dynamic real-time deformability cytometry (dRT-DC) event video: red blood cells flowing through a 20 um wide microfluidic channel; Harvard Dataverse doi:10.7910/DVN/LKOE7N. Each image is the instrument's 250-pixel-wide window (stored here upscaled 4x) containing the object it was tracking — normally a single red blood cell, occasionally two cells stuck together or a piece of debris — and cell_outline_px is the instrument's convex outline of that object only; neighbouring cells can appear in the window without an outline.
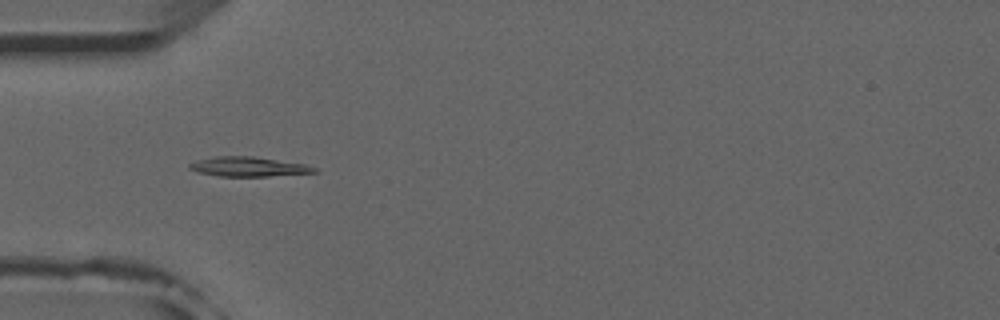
{"species": "common noctule bat (a hibernating species)", "species_latin": "Nyctalus noctula", "temperature_condition": "room temperature", "stored_images_in_passage": 51, "camera_frame_rate_fps": 3000, "um_per_image_px": 0.085, "animal": {"sex": "male", "forearm_length_mm": 52.5}, "frame": {"image": 1, "passage_image": 15, "time_ms": 4.667, "image_size_px": [1000, 320], "cell_outline_px": [[320, 172], [268, 176], [220, 176], [196, 172], [188, 168], [188, 164], [196, 160], [216, 156], [252, 156], [304, 164], [316, 168]], "centroid_in_image_um": [21.08, 14.17], "position_along_channel_um": 63.9, "area_um2": 14.22}}
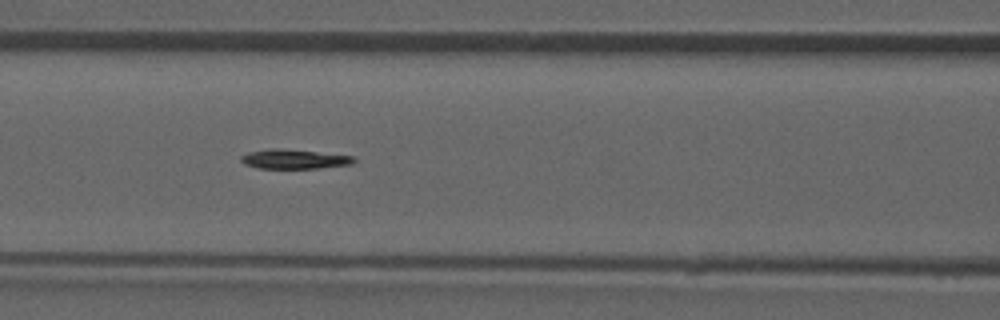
{"frame": {"image": 2, "passage_image": 21, "time_ms": 6.667, "image_size_px": [1000, 320], "cell_outline_px": [[356, 160], [352, 164], [320, 168], [256, 168], [244, 164], [240, 160], [240, 156], [248, 152], [272, 148], [280, 148], [356, 156]], "centroid_in_image_um": [25.0, 13.52], "position_along_channel_um": 141.6, "area_um2": 12.89}}
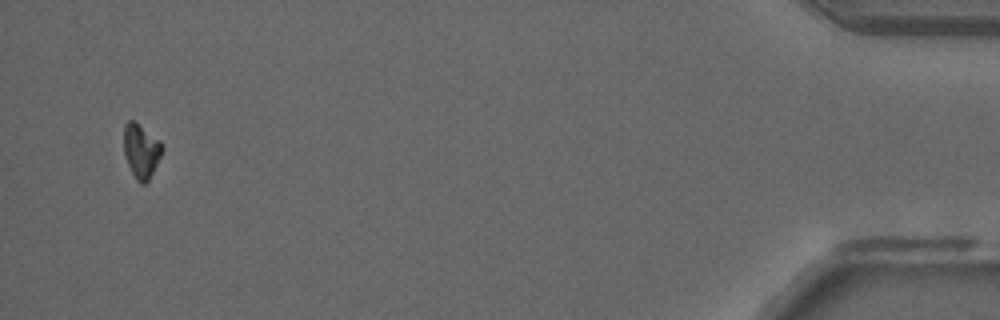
{"frame": {"image": 3, "passage_image": 49, "time_ms": 16.0, "image_size_px": [1000, 320], "cell_outline_px": [[164, 148], [148, 180], [144, 184], [140, 184], [136, 180], [128, 164], [124, 152], [124, 124], [128, 120], [132, 120], [160, 140]], "centroid_in_image_um": [11.99, 12.82], "position_along_channel_um": 423.2, "area_um2": 11.85}, "authors_computed_cell_mechanics": {"area_um2": 13.294, "velocity_mm_per_s": 3.9394, "shape_relaxation_time_tau1_ms": 6.8361, "shape_relaxation_time_tau2_ms": null, "deformation_change_tau1": 0.219, "deformation_change_tau2": null}}